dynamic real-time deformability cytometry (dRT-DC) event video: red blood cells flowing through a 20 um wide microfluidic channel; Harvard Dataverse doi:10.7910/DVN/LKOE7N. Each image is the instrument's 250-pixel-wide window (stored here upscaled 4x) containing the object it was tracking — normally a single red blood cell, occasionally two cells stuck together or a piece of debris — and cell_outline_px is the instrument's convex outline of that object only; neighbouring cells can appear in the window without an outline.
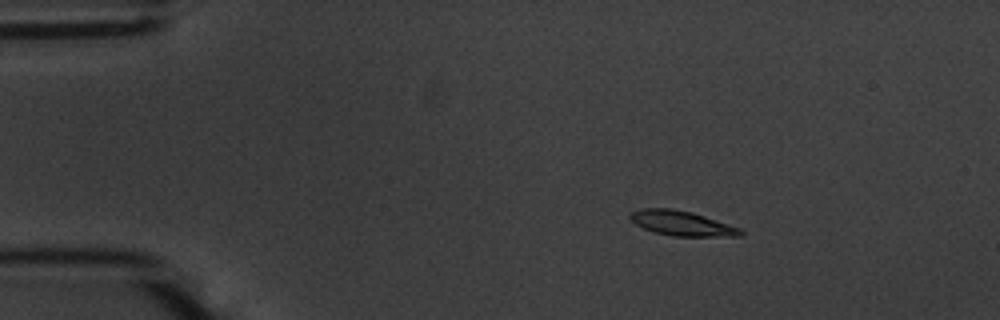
{"species": "common noctule bat (a hibernating species)", "species_latin": "Nyctalus noctula", "temperature_condition": "warm", "stored_images_in_passage": 56, "camera_frame_rate_fps": 3000, "um_per_image_px": 0.085, "animal": {"sex": "male", "body_mass_g": 20.1, "forearm_length_mm": 53.5}, "frame": {"image": 1, "passage_image": 10, "time_ms": 3.0, "image_size_px": [1000, 320], "cell_outline_px": [[744, 236], [672, 236], [656, 232], [644, 228], [636, 224], [628, 216], [632, 212], [644, 208], [672, 208], [692, 212], [740, 228], [744, 232]], "centroid_in_image_um": [57.97, 18.98], "position_along_channel_um": 27.0, "area_um2": 15.78}}
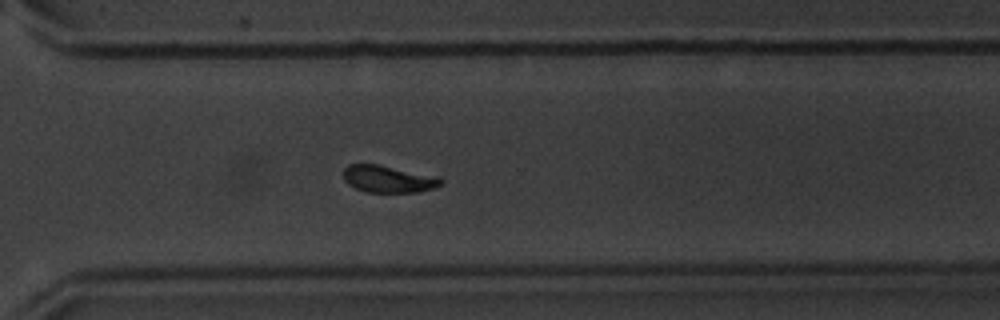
{"frame": {"image": 2, "passage_image": 41, "time_ms": 13.333, "image_size_px": [1000, 320], "cell_outline_px": [[444, 184], [436, 188], [420, 192], [364, 192], [348, 184], [344, 180], [344, 168], [348, 164], [380, 164], [440, 176], [444, 180]], "centroid_in_image_um": [33.08, 15.21], "position_along_channel_um": 337.5, "area_um2": 15.84}}
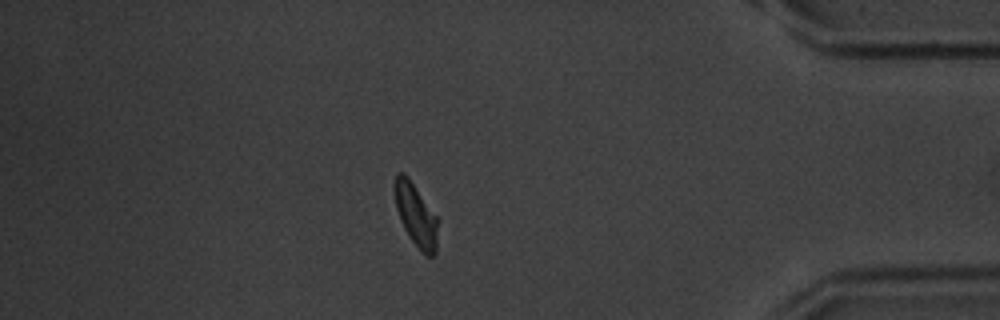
{"frame": {"image": 3, "passage_image": 49, "time_ms": 16.0, "image_size_px": [1000, 320], "cell_outline_px": [[440, 220], [436, 252], [432, 256], [428, 256], [412, 240], [404, 228], [396, 208], [392, 188], [392, 184], [396, 172], [404, 172], [408, 176]], "centroid_in_image_um": [35.35, 18.2], "position_along_channel_um": 399.9, "area_um2": 16.18}, "authors_computed_cell_mechanics": {"area_um2": 15.7216, "velocity_mm_per_s": 3.6452, "shape_relaxation_time_tau1_ms": 2.1834, "shape_relaxation_time_tau2_ms": 2.5674, "deformation_change_tau1": 0.14, "deformation_change_tau2": 0.0841}}